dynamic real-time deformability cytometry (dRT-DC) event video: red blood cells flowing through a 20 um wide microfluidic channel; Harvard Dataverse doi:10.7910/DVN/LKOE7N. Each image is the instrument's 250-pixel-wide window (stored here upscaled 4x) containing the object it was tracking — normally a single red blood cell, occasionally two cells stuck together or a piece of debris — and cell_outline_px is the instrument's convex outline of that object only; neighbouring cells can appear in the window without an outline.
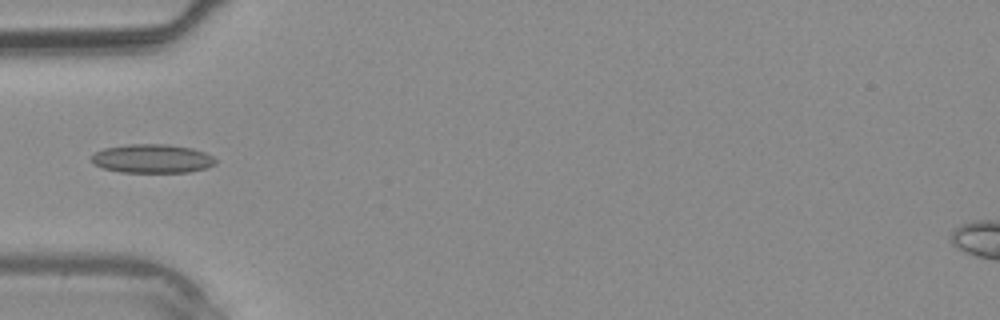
{"species": "common noctule bat (a hibernating species)", "species_latin": "Nyctalus noctula", "temperature_condition": "warm", "stored_images_in_passage": 37, "camera_frame_rate_fps": 3000, "um_per_image_px": 0.085, "animal": {"sex": "male", "body_mass_g": 20.4}, "frame": {"image": 1, "passage_image": 11, "time_ms": 3.333, "image_size_px": [1000, 320], "cell_outline_px": [[216, 164], [208, 168], [188, 172], [120, 172], [104, 168], [96, 164], [92, 160], [92, 156], [96, 152], [104, 148], [128, 144], [168, 144], [192, 148], [204, 152], [212, 156], [216, 160]], "centroid_in_image_um": [12.98, 13.48], "position_along_channel_um": 72.0, "area_um2": 20.75}}